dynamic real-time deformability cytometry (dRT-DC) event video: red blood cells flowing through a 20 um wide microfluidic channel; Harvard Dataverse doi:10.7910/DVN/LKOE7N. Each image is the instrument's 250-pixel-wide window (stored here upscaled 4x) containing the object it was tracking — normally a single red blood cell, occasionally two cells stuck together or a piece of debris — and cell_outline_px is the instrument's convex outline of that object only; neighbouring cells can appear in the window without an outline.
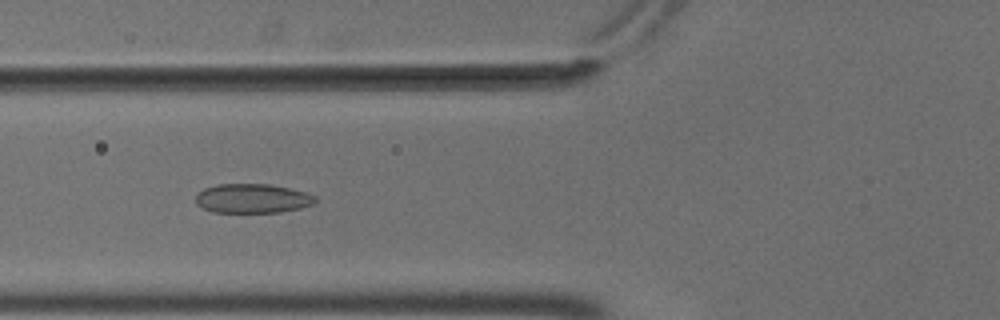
{"species": "common noctule bat (a hibernating species)", "species_latin": "Nyctalus noctula", "temperature_condition": "cold", "stored_images_in_passage": 54, "camera_frame_rate_fps": 3000, "um_per_image_px": 0.085, "animal": {"sex": "male", "body_mass_g": 18.8}, "frame": {"image": 1, "passage_image": 21, "time_ms": 6.667, "image_size_px": [1000, 320], "cell_outline_px": [[316, 200], [312, 204], [300, 208], [280, 212], [212, 212], [196, 204], [196, 196], [204, 188], [216, 184], [268, 184], [288, 188], [304, 192], [316, 196]], "centroid_in_image_um": [21.44, 16.87], "position_along_channel_um": 104.4, "area_um2": 20.23}}
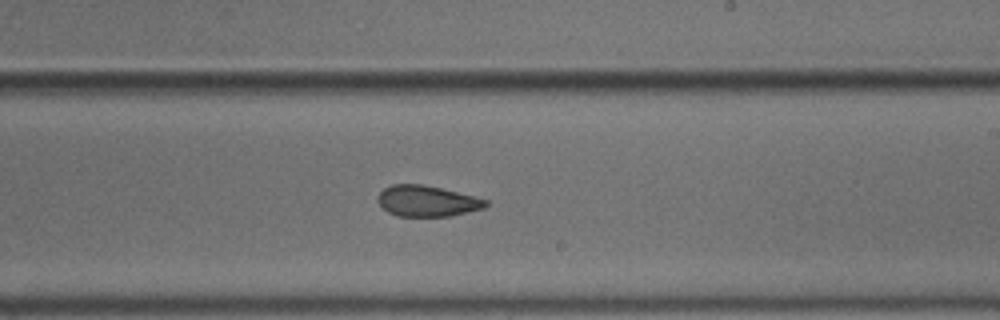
{"frame": {"image": 2, "passage_image": 33, "time_ms": 10.667, "image_size_px": [1000, 320], "cell_outline_px": [[488, 204], [484, 208], [448, 216], [396, 216], [388, 212], [376, 200], [380, 192], [384, 188], [392, 184], [424, 184], [488, 200]], "centroid_in_image_um": [36.26, 17.08], "position_along_channel_um": 252.7, "area_um2": 19.25}}
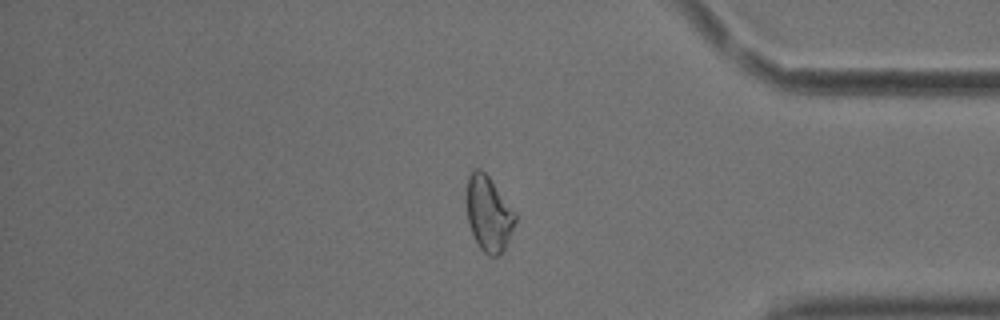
{"frame": {"image": 3, "passage_image": 46, "time_ms": 15.0, "image_size_px": [1000, 320], "cell_outline_px": [[516, 220], [508, 240], [504, 248], [496, 256], [488, 256], [480, 248], [472, 236], [468, 224], [468, 176], [472, 168], [480, 168], [488, 176], [516, 212]], "centroid_in_image_um": [41.53, 18.17], "position_along_channel_um": 393.7, "area_um2": 21.04}, "authors_computed_cell_mechanics": {"area_um2": 21.5305, "velocity_mm_per_s": 3.703, "shape_relaxation_time_tau1_ms": 7.7056, "shape_relaxation_time_tau2_ms": 2.1958, "deformation_change_tau1": 0.1296, "deformation_change_tau2": 0.0867}}